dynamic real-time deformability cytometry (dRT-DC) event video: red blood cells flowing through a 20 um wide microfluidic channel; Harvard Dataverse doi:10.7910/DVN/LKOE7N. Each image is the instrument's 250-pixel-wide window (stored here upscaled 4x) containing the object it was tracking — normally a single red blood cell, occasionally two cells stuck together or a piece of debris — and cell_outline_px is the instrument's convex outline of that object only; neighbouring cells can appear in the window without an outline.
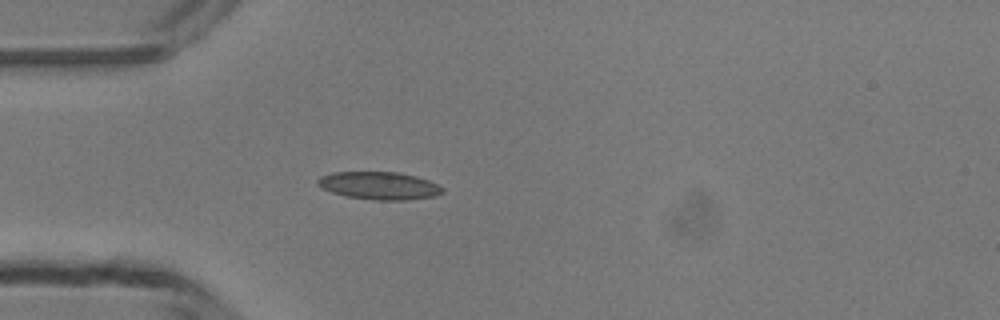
{"species": "common noctule bat (a hibernating species)", "species_latin": "Nyctalus noctula", "temperature_condition": "room temperature", "stored_images_in_passage": 36, "camera_frame_rate_fps": 3000, "um_per_image_px": 0.085, "animal": {"sex": "male", "body_mass_g": 13.3}, "frame": {"image": 1, "passage_image": 1, "time_ms": 0.0, "image_size_px": [1000, 320], "cell_outline_px": [[444, 192], [436, 196], [404, 200], [376, 200], [344, 196], [332, 192], [316, 184], [316, 180], [320, 176], [332, 172], [396, 172], [416, 176], [428, 180], [444, 188]], "centroid_in_image_um": [32.22, 15.78], "position_along_channel_um": 52.8, "area_um2": 20.17}}
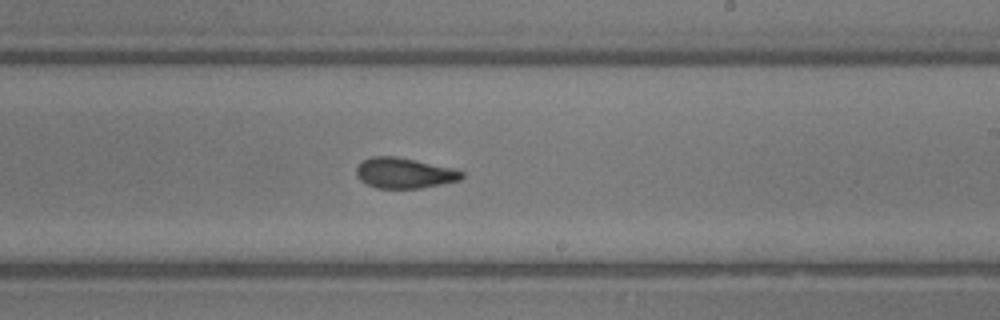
{"frame": {"image": 2, "passage_image": 16, "time_ms": 5.0, "image_size_px": [1000, 320], "cell_outline_px": [[464, 176], [460, 180], [420, 188], [376, 188], [360, 180], [356, 176], [356, 168], [364, 160], [372, 156], [396, 156], [416, 160], [452, 168], [464, 172]], "centroid_in_image_um": [34.36, 14.7], "position_along_channel_um": 254.6, "area_um2": 18.61}}
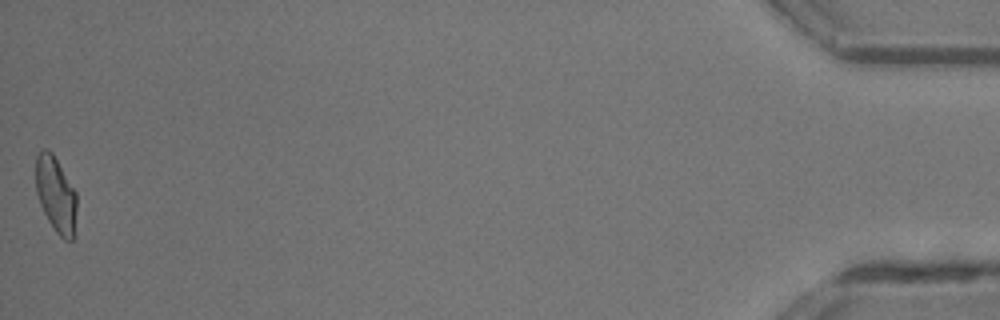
{"frame": {"image": 3, "passage_image": 36, "time_ms": 11.667, "image_size_px": [1000, 320], "cell_outline_px": [[76, 212], [72, 240], [64, 240], [56, 232], [48, 220], [40, 204], [36, 192], [36, 156], [40, 148], [44, 148], [52, 152], [76, 192]], "centroid_in_image_um": [4.73, 16.5], "position_along_channel_um": 430.5, "area_um2": 17.92}, "authors_computed_cell_mechanics": {"area_um2": 18.6694, "velocity_mm_per_s": 4.1887, "shape_relaxation_time_tau1_ms": 6.2734, "shape_relaxation_time_tau2_ms": 1.4625, "deformation_change_tau1": 0.1867, "deformation_change_tau2": 0.0929}}